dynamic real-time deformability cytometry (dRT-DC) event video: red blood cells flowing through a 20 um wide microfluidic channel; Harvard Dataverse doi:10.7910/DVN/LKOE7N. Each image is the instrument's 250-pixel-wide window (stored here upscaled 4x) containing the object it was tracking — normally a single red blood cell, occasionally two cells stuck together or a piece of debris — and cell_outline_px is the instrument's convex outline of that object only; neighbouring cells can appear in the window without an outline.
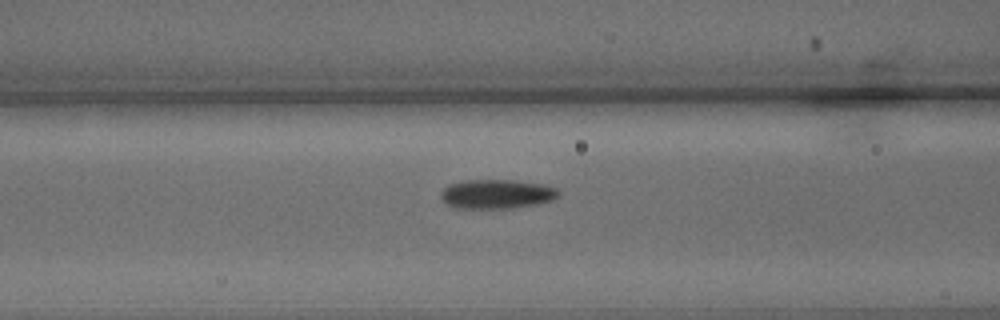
{"species": "common noctule bat (a hibernating species)", "species_latin": "Nyctalus noctula", "temperature_condition": "warm", "stored_images_in_passage": 14, "camera_frame_rate_fps": 3000, "um_per_image_px": 0.085, "animal": {"sex": "male", "body_mass_g": 15.6}, "frame": {"image": 1, "passage_image": 12, "time_ms": 3.667, "image_size_px": [1000, 320], "cell_outline_px": [[560, 196], [552, 200], [536, 204], [508, 208], [456, 208], [444, 204], [440, 200], [440, 192], [448, 184], [464, 180], [516, 180], [544, 184], [560, 188]], "centroid_in_image_um": [42.21, 16.48], "position_along_channel_um": 124.4, "area_um2": 20.46}}